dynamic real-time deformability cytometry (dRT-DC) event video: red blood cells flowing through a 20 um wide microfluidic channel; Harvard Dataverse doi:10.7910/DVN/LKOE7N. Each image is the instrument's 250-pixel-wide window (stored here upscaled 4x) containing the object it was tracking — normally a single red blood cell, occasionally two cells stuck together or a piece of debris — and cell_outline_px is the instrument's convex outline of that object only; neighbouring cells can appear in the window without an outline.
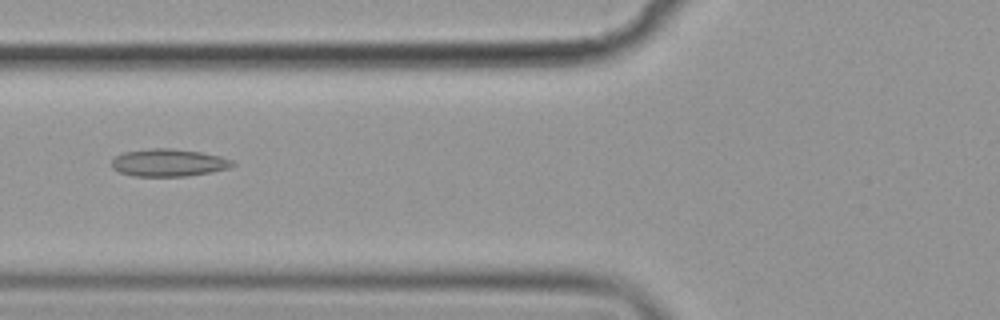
{"species": "common noctule bat (a hibernating species)", "species_latin": "Nyctalus noctula", "temperature_condition": "cold", "stored_images_in_passage": 56, "camera_frame_rate_fps": 3000, "um_per_image_px": 0.085, "animal": {"sex": "female", "body_mass_g": 19.9}, "frame": {"image": 1, "passage_image": 22, "time_ms": 7.0, "image_size_px": [1000, 320], "cell_outline_px": [[236, 164], [228, 168], [208, 172], [184, 176], [136, 176], [120, 172], [112, 168], [112, 160], [116, 156], [124, 152], [148, 148], [172, 148], [200, 152], [220, 156], [232, 160]], "centroid_in_image_um": [14.31, 13.82], "position_along_channel_um": 111.5, "area_um2": 19.19}}
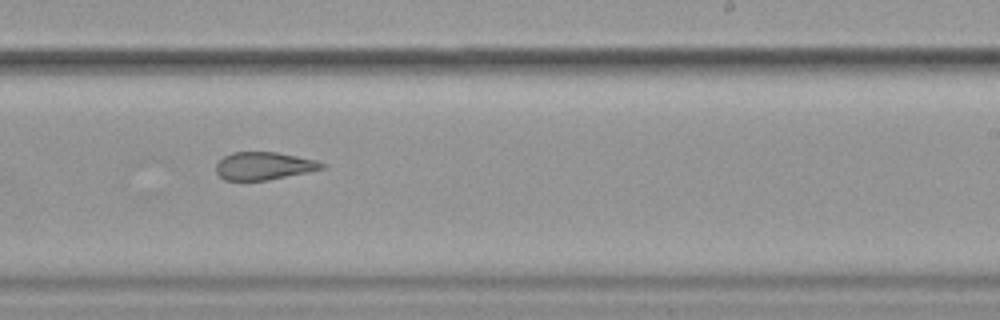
{"frame": {"image": 2, "passage_image": 35, "time_ms": 11.333, "image_size_px": [1000, 320], "cell_outline_px": [[328, 164], [324, 168], [308, 172], [268, 180], [224, 180], [216, 172], [216, 164], [224, 156], [232, 152], [276, 152], [316, 160]], "centroid_in_image_um": [22.44, 14.1], "position_along_channel_um": 266.6, "area_um2": 17.11}}
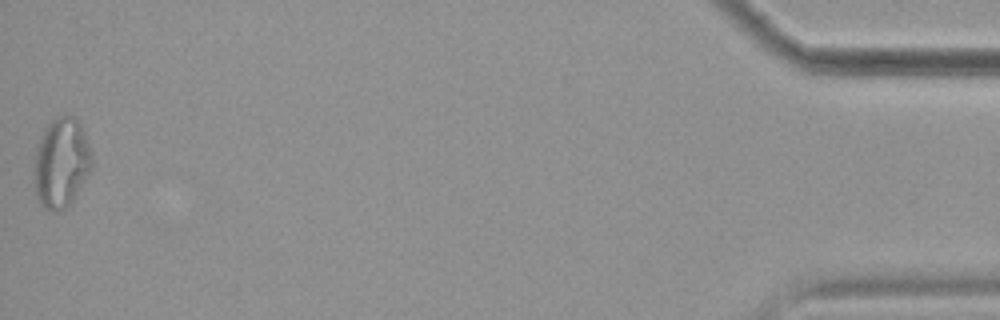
{"frame": {"image": 3, "passage_image": 56, "time_ms": 18.333, "image_size_px": [1000, 320], "cell_outline_px": [[92, 168], [72, 200], [60, 212], [52, 212], [44, 208], [40, 204], [36, 196], [32, 172], [36, 148], [40, 136], [44, 128], [56, 116], [76, 116], [80, 124], [92, 156]], "centroid_in_image_um": [5.16, 13.85], "position_along_channel_um": 430.0, "area_um2": 30.4}, "authors_computed_cell_mechanics": {"area_um2": 21.0392, "velocity_mm_per_s": 3.5841, "shape_relaxation_time_tau1_ms": null, "shape_relaxation_time_tau2_ms": 3.6473, "deformation_change_tau1": null, "deformation_change_tau2": 0.1226}}